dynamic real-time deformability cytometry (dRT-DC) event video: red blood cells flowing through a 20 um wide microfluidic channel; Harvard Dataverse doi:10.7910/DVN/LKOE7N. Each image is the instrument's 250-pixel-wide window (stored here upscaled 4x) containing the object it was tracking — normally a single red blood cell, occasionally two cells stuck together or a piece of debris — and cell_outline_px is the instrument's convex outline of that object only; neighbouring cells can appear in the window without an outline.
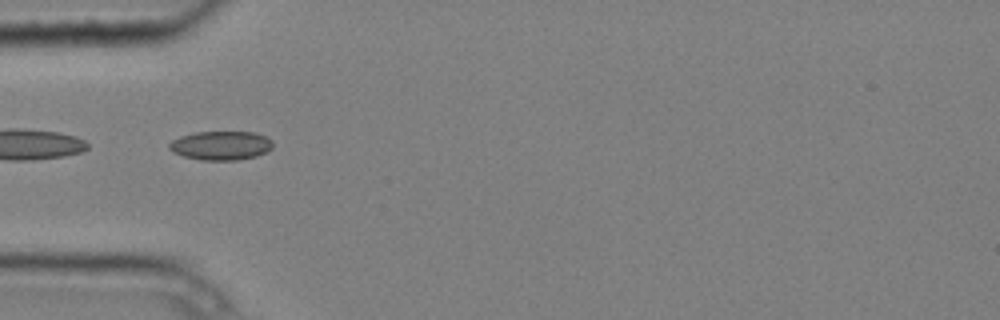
{"species": "common noctule bat (a hibernating species)", "species_latin": "Nyctalus noctula", "temperature_condition": "cold", "stored_images_in_passage": 4, "camera_frame_rate_fps": 3000, "um_per_image_px": 0.085, "animal": {"sex": "male", "body_mass_g": 20.4}, "frame": {"image": 1, "passage_image": 3, "time_ms": 0.667, "image_size_px": [1000, 320], "cell_outline_px": [[272, 148], [256, 156], [240, 160], [200, 160], [184, 156], [172, 152], [168, 148], [168, 144], [172, 140], [180, 136], [196, 132], [252, 132], [264, 136], [272, 140]], "centroid_in_image_um": [18.74, 12.37], "position_along_channel_um": 66.3, "area_um2": 17.46}}
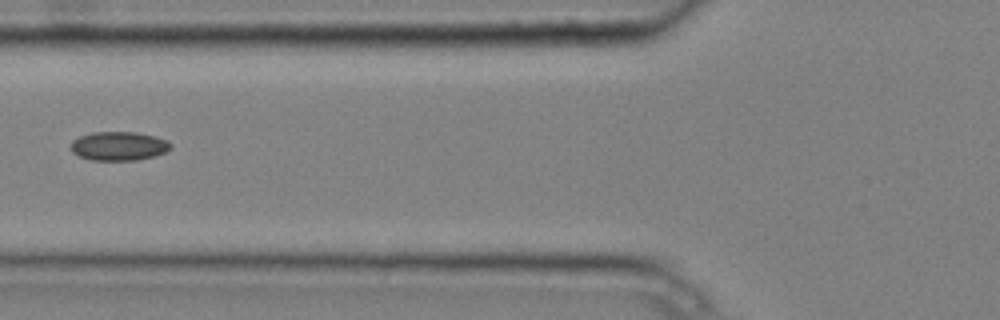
{"frame": {"image": 2, "passage_image": 4, "time_ms": 1.0, "image_size_px": [1000, 320], "cell_outline_px": [[172, 148], [164, 152], [152, 156], [136, 160], [92, 160], [80, 156], [72, 152], [72, 140], [80, 136], [92, 132], [136, 132], [156, 136], [168, 140], [172, 144]], "centroid_in_image_um": [10.12, 12.4], "position_along_channel_um": 115.7, "area_um2": 16.76}}